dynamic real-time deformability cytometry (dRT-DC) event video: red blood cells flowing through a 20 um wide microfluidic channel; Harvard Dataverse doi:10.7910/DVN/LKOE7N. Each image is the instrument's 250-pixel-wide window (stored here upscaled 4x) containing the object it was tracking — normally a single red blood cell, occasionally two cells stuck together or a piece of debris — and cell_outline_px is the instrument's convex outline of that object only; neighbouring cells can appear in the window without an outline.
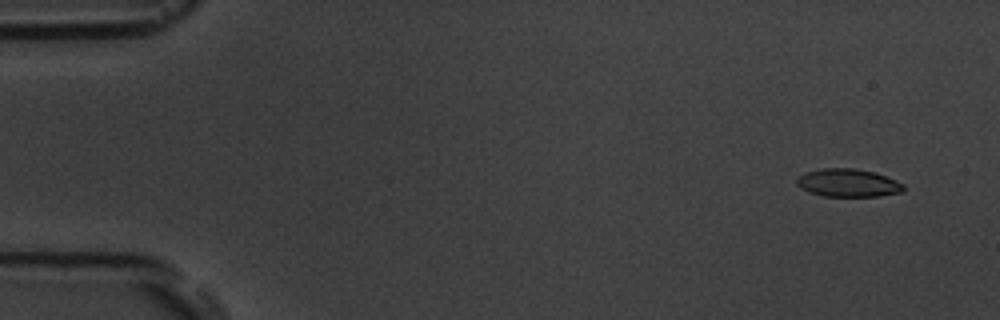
{"species": "common noctule bat (a hibernating species)", "species_latin": "Nyctalus noctula", "temperature_condition": "room temperature", "stored_images_in_passage": 5, "camera_frame_rate_fps": 3000, "um_per_image_px": 0.085, "animal": {"sex": "male", "body_mass_g": 19.5, "forearm_length_mm": 54.6}, "frame": {"image": 1, "passage_image": 1, "time_ms": 0.0, "image_size_px": [1000, 320], "cell_outline_px": [[904, 192], [880, 196], [824, 196], [808, 192], [800, 188], [796, 184], [796, 180], [804, 172], [820, 168], [856, 168], [872, 172], [896, 180], [904, 184]], "centroid_in_image_um": [72.07, 15.55], "position_along_channel_um": 12.9, "area_um2": 17.51}}
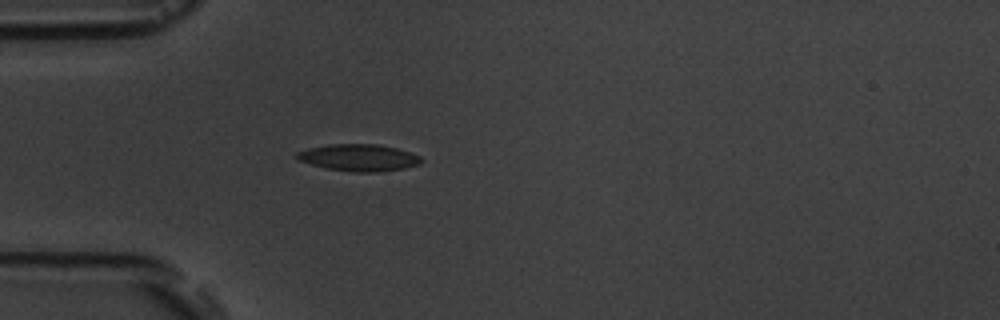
{"frame": {"image": 2, "passage_image": 5, "time_ms": 4.333, "image_size_px": [1000, 320], "cell_outline_px": [[424, 160], [420, 164], [404, 168], [372, 172], [356, 172], [328, 168], [296, 160], [296, 152], [308, 148], [328, 144], [376, 144], [396, 148], [420, 156]], "centroid_in_image_um": [30.48, 13.39], "position_along_channel_um": 54.5, "area_um2": 19.31}}